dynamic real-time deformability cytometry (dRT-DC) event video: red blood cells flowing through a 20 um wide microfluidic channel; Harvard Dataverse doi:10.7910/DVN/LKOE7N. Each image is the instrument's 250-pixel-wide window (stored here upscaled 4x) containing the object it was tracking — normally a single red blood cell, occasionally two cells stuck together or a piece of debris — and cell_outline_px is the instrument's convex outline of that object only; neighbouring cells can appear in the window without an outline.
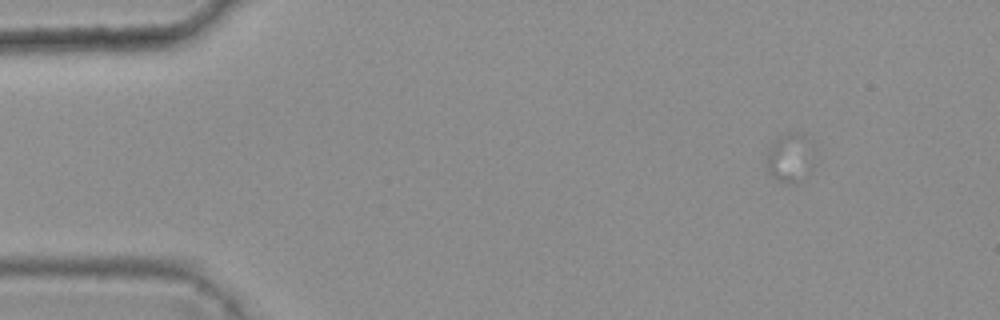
{"species": "common noctule bat (a hibernating species)", "species_latin": "Nyctalus noctula", "temperature_condition": "warm", "stored_images_in_passage": 1, "camera_frame_rate_fps": 3000, "um_per_image_px": 0.085, "animal": {"sex": "female", "body_mass_g": 25.1}, "frame": {"image": 1, "passage_image": 1, "time_ms": 0.0, "image_size_px": [1000, 320], "cell_outline_px": [[808, 140], [792, 180], [788, 184], [776, 180], [768, 172], [764, 164], [764, 160], [768, 144], [776, 136], [788, 132], [796, 132], [804, 136]], "centroid_in_image_um": [66.7, 13.24], "position_along_channel_um": 18.3, "area_um2": 11.1}}